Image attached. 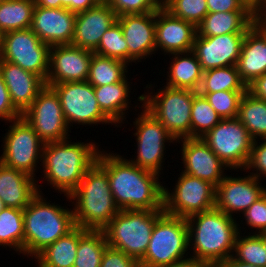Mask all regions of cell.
I'll return each mask as SVG.
<instances>
[{
	"label": "cell",
	"instance_id": "6da1fadb",
	"mask_svg": "<svg viewBox=\"0 0 266 267\" xmlns=\"http://www.w3.org/2000/svg\"><path fill=\"white\" fill-rule=\"evenodd\" d=\"M99 151L96 162L107 172L120 210H163L164 186L159 176L114 153Z\"/></svg>",
	"mask_w": 266,
	"mask_h": 267
},
{
	"label": "cell",
	"instance_id": "7a4b0ae2",
	"mask_svg": "<svg viewBox=\"0 0 266 267\" xmlns=\"http://www.w3.org/2000/svg\"><path fill=\"white\" fill-rule=\"evenodd\" d=\"M99 151L92 142L73 143L65 139L46 143L41 162L45 181L60 194L69 196L96 163Z\"/></svg>",
	"mask_w": 266,
	"mask_h": 267
},
{
	"label": "cell",
	"instance_id": "3957f363",
	"mask_svg": "<svg viewBox=\"0 0 266 267\" xmlns=\"http://www.w3.org/2000/svg\"><path fill=\"white\" fill-rule=\"evenodd\" d=\"M193 256L215 266L232 256L239 230L235 217L213 208L186 219ZM191 243V244H190Z\"/></svg>",
	"mask_w": 266,
	"mask_h": 267
},
{
	"label": "cell",
	"instance_id": "277c9868",
	"mask_svg": "<svg viewBox=\"0 0 266 267\" xmlns=\"http://www.w3.org/2000/svg\"><path fill=\"white\" fill-rule=\"evenodd\" d=\"M66 197L75 204V225L87 230H102L120 211L110 190L107 172L97 162Z\"/></svg>",
	"mask_w": 266,
	"mask_h": 267
},
{
	"label": "cell",
	"instance_id": "5b68a950",
	"mask_svg": "<svg viewBox=\"0 0 266 267\" xmlns=\"http://www.w3.org/2000/svg\"><path fill=\"white\" fill-rule=\"evenodd\" d=\"M24 256L36 257L76 225L73 209L47 202L38 192L23 209Z\"/></svg>",
	"mask_w": 266,
	"mask_h": 267
},
{
	"label": "cell",
	"instance_id": "8992f818",
	"mask_svg": "<svg viewBox=\"0 0 266 267\" xmlns=\"http://www.w3.org/2000/svg\"><path fill=\"white\" fill-rule=\"evenodd\" d=\"M164 210H120L102 229L107 245L138 262L144 257L157 218Z\"/></svg>",
	"mask_w": 266,
	"mask_h": 267
},
{
	"label": "cell",
	"instance_id": "52a82bcc",
	"mask_svg": "<svg viewBox=\"0 0 266 267\" xmlns=\"http://www.w3.org/2000/svg\"><path fill=\"white\" fill-rule=\"evenodd\" d=\"M164 86L156 95H151L153 92L140 95L138 101L143 103L141 107L151 113L176 142L191 138V107L197 92Z\"/></svg>",
	"mask_w": 266,
	"mask_h": 267
},
{
	"label": "cell",
	"instance_id": "ba28073f",
	"mask_svg": "<svg viewBox=\"0 0 266 267\" xmlns=\"http://www.w3.org/2000/svg\"><path fill=\"white\" fill-rule=\"evenodd\" d=\"M185 218L163 212L155 222L149 245L140 267H161L184 259L189 249Z\"/></svg>",
	"mask_w": 266,
	"mask_h": 267
},
{
	"label": "cell",
	"instance_id": "9c48e42d",
	"mask_svg": "<svg viewBox=\"0 0 266 267\" xmlns=\"http://www.w3.org/2000/svg\"><path fill=\"white\" fill-rule=\"evenodd\" d=\"M164 186L163 210L167 214L187 219L215 208L216 187L208 181L181 172L175 188Z\"/></svg>",
	"mask_w": 266,
	"mask_h": 267
},
{
	"label": "cell",
	"instance_id": "30bf717a",
	"mask_svg": "<svg viewBox=\"0 0 266 267\" xmlns=\"http://www.w3.org/2000/svg\"><path fill=\"white\" fill-rule=\"evenodd\" d=\"M201 138L228 170L246 167L253 140L237 117L222 119Z\"/></svg>",
	"mask_w": 266,
	"mask_h": 267
},
{
	"label": "cell",
	"instance_id": "8fae6325",
	"mask_svg": "<svg viewBox=\"0 0 266 267\" xmlns=\"http://www.w3.org/2000/svg\"><path fill=\"white\" fill-rule=\"evenodd\" d=\"M12 123L3 139L0 162L35 177L37 163L42 160L45 143L34 129L21 117Z\"/></svg>",
	"mask_w": 266,
	"mask_h": 267
},
{
	"label": "cell",
	"instance_id": "7c38bea8",
	"mask_svg": "<svg viewBox=\"0 0 266 267\" xmlns=\"http://www.w3.org/2000/svg\"><path fill=\"white\" fill-rule=\"evenodd\" d=\"M50 48L30 28L15 30L4 34L0 59L18 65L46 81Z\"/></svg>",
	"mask_w": 266,
	"mask_h": 267
},
{
	"label": "cell",
	"instance_id": "4fadbf2b",
	"mask_svg": "<svg viewBox=\"0 0 266 267\" xmlns=\"http://www.w3.org/2000/svg\"><path fill=\"white\" fill-rule=\"evenodd\" d=\"M59 96L64 118L68 127L79 125L113 124L101 111L94 87L88 81L46 84Z\"/></svg>",
	"mask_w": 266,
	"mask_h": 267
},
{
	"label": "cell",
	"instance_id": "5bb4252c",
	"mask_svg": "<svg viewBox=\"0 0 266 267\" xmlns=\"http://www.w3.org/2000/svg\"><path fill=\"white\" fill-rule=\"evenodd\" d=\"M22 118L46 144L68 138L69 127L63 115L59 96L46 85L23 113Z\"/></svg>",
	"mask_w": 266,
	"mask_h": 267
},
{
	"label": "cell",
	"instance_id": "9a60e30c",
	"mask_svg": "<svg viewBox=\"0 0 266 267\" xmlns=\"http://www.w3.org/2000/svg\"><path fill=\"white\" fill-rule=\"evenodd\" d=\"M133 122L136 132L133 134L137 142V158L129 159L134 165L161 174L165 151V142L176 141L167 129L144 107L141 115Z\"/></svg>",
	"mask_w": 266,
	"mask_h": 267
},
{
	"label": "cell",
	"instance_id": "2e32d148",
	"mask_svg": "<svg viewBox=\"0 0 266 267\" xmlns=\"http://www.w3.org/2000/svg\"><path fill=\"white\" fill-rule=\"evenodd\" d=\"M93 52L73 45L50 48L46 84L87 81Z\"/></svg>",
	"mask_w": 266,
	"mask_h": 267
},
{
	"label": "cell",
	"instance_id": "e0dca14e",
	"mask_svg": "<svg viewBox=\"0 0 266 267\" xmlns=\"http://www.w3.org/2000/svg\"><path fill=\"white\" fill-rule=\"evenodd\" d=\"M259 180L249 175L246 177L224 176L216 187L215 208L233 217V213L242 214L265 192Z\"/></svg>",
	"mask_w": 266,
	"mask_h": 267
},
{
	"label": "cell",
	"instance_id": "ac0fdd59",
	"mask_svg": "<svg viewBox=\"0 0 266 267\" xmlns=\"http://www.w3.org/2000/svg\"><path fill=\"white\" fill-rule=\"evenodd\" d=\"M246 34L203 37L196 34L193 52L203 71L237 65Z\"/></svg>",
	"mask_w": 266,
	"mask_h": 267
},
{
	"label": "cell",
	"instance_id": "d6986e66",
	"mask_svg": "<svg viewBox=\"0 0 266 267\" xmlns=\"http://www.w3.org/2000/svg\"><path fill=\"white\" fill-rule=\"evenodd\" d=\"M76 14L67 8L35 6L30 29L50 47L71 45Z\"/></svg>",
	"mask_w": 266,
	"mask_h": 267
},
{
	"label": "cell",
	"instance_id": "ffe728a7",
	"mask_svg": "<svg viewBox=\"0 0 266 267\" xmlns=\"http://www.w3.org/2000/svg\"><path fill=\"white\" fill-rule=\"evenodd\" d=\"M183 173L208 181L215 187L222 181L225 165L202 138H182Z\"/></svg>",
	"mask_w": 266,
	"mask_h": 267
},
{
	"label": "cell",
	"instance_id": "44dd1931",
	"mask_svg": "<svg viewBox=\"0 0 266 267\" xmlns=\"http://www.w3.org/2000/svg\"><path fill=\"white\" fill-rule=\"evenodd\" d=\"M155 20L156 11L117 17L128 45V64L155 53Z\"/></svg>",
	"mask_w": 266,
	"mask_h": 267
},
{
	"label": "cell",
	"instance_id": "7402d4cb",
	"mask_svg": "<svg viewBox=\"0 0 266 267\" xmlns=\"http://www.w3.org/2000/svg\"><path fill=\"white\" fill-rule=\"evenodd\" d=\"M197 27L183 19L171 15L163 7L156 10L155 43L156 51L183 53L193 50Z\"/></svg>",
	"mask_w": 266,
	"mask_h": 267
},
{
	"label": "cell",
	"instance_id": "603a6c76",
	"mask_svg": "<svg viewBox=\"0 0 266 267\" xmlns=\"http://www.w3.org/2000/svg\"><path fill=\"white\" fill-rule=\"evenodd\" d=\"M116 20L117 16L109 3H99L77 13L71 45L94 52L101 37Z\"/></svg>",
	"mask_w": 266,
	"mask_h": 267
},
{
	"label": "cell",
	"instance_id": "cb8c5ba5",
	"mask_svg": "<svg viewBox=\"0 0 266 267\" xmlns=\"http://www.w3.org/2000/svg\"><path fill=\"white\" fill-rule=\"evenodd\" d=\"M0 73L8 88L12 104L23 115L46 86L45 81L38 75L1 59Z\"/></svg>",
	"mask_w": 266,
	"mask_h": 267
},
{
	"label": "cell",
	"instance_id": "d4e9b609",
	"mask_svg": "<svg viewBox=\"0 0 266 267\" xmlns=\"http://www.w3.org/2000/svg\"><path fill=\"white\" fill-rule=\"evenodd\" d=\"M36 182L31 175L0 162V198L6 207L24 209L38 192H42Z\"/></svg>",
	"mask_w": 266,
	"mask_h": 267
},
{
	"label": "cell",
	"instance_id": "484cf974",
	"mask_svg": "<svg viewBox=\"0 0 266 267\" xmlns=\"http://www.w3.org/2000/svg\"><path fill=\"white\" fill-rule=\"evenodd\" d=\"M236 66L246 86L266 73V32L253 26L246 32Z\"/></svg>",
	"mask_w": 266,
	"mask_h": 267
},
{
	"label": "cell",
	"instance_id": "4316f807",
	"mask_svg": "<svg viewBox=\"0 0 266 267\" xmlns=\"http://www.w3.org/2000/svg\"><path fill=\"white\" fill-rule=\"evenodd\" d=\"M252 27V11L208 13L197 26V34L203 37L224 34H246Z\"/></svg>",
	"mask_w": 266,
	"mask_h": 267
},
{
	"label": "cell",
	"instance_id": "83f0119b",
	"mask_svg": "<svg viewBox=\"0 0 266 267\" xmlns=\"http://www.w3.org/2000/svg\"><path fill=\"white\" fill-rule=\"evenodd\" d=\"M87 229L75 226L66 235L47 246L36 257L38 267H73L79 239Z\"/></svg>",
	"mask_w": 266,
	"mask_h": 267
},
{
	"label": "cell",
	"instance_id": "f1b7e54d",
	"mask_svg": "<svg viewBox=\"0 0 266 267\" xmlns=\"http://www.w3.org/2000/svg\"><path fill=\"white\" fill-rule=\"evenodd\" d=\"M172 56L173 60L167 71L169 78L167 77L166 86L198 92L204 71L195 53L193 51L172 53Z\"/></svg>",
	"mask_w": 266,
	"mask_h": 267
},
{
	"label": "cell",
	"instance_id": "f546056e",
	"mask_svg": "<svg viewBox=\"0 0 266 267\" xmlns=\"http://www.w3.org/2000/svg\"><path fill=\"white\" fill-rule=\"evenodd\" d=\"M128 77L110 85L94 87L97 102L102 113L113 123H123L125 111L130 107V87Z\"/></svg>",
	"mask_w": 266,
	"mask_h": 267
},
{
	"label": "cell",
	"instance_id": "4dcf8cb0",
	"mask_svg": "<svg viewBox=\"0 0 266 267\" xmlns=\"http://www.w3.org/2000/svg\"><path fill=\"white\" fill-rule=\"evenodd\" d=\"M237 118L253 141L266 139V100L256 98L246 91L240 99Z\"/></svg>",
	"mask_w": 266,
	"mask_h": 267
},
{
	"label": "cell",
	"instance_id": "1f68e13d",
	"mask_svg": "<svg viewBox=\"0 0 266 267\" xmlns=\"http://www.w3.org/2000/svg\"><path fill=\"white\" fill-rule=\"evenodd\" d=\"M128 65L122 60L102 56L93 52L87 81L93 87L120 82L128 76L126 75Z\"/></svg>",
	"mask_w": 266,
	"mask_h": 267
},
{
	"label": "cell",
	"instance_id": "d6a6232c",
	"mask_svg": "<svg viewBox=\"0 0 266 267\" xmlns=\"http://www.w3.org/2000/svg\"><path fill=\"white\" fill-rule=\"evenodd\" d=\"M34 7V0L0 2V29L7 33L30 28Z\"/></svg>",
	"mask_w": 266,
	"mask_h": 267
},
{
	"label": "cell",
	"instance_id": "836d02e7",
	"mask_svg": "<svg viewBox=\"0 0 266 267\" xmlns=\"http://www.w3.org/2000/svg\"><path fill=\"white\" fill-rule=\"evenodd\" d=\"M218 91H247V86L241 80L236 65L209 69L203 72L198 93Z\"/></svg>",
	"mask_w": 266,
	"mask_h": 267
},
{
	"label": "cell",
	"instance_id": "e575fe53",
	"mask_svg": "<svg viewBox=\"0 0 266 267\" xmlns=\"http://www.w3.org/2000/svg\"><path fill=\"white\" fill-rule=\"evenodd\" d=\"M13 248L24 255L23 209L5 207L0 212V246Z\"/></svg>",
	"mask_w": 266,
	"mask_h": 267
},
{
	"label": "cell",
	"instance_id": "d590c367",
	"mask_svg": "<svg viewBox=\"0 0 266 267\" xmlns=\"http://www.w3.org/2000/svg\"><path fill=\"white\" fill-rule=\"evenodd\" d=\"M102 230H88L80 239L73 267H100L107 247Z\"/></svg>",
	"mask_w": 266,
	"mask_h": 267
},
{
	"label": "cell",
	"instance_id": "8d00e7d4",
	"mask_svg": "<svg viewBox=\"0 0 266 267\" xmlns=\"http://www.w3.org/2000/svg\"><path fill=\"white\" fill-rule=\"evenodd\" d=\"M222 119L205 97L198 92L191 107V138H201Z\"/></svg>",
	"mask_w": 266,
	"mask_h": 267
},
{
	"label": "cell",
	"instance_id": "74e56055",
	"mask_svg": "<svg viewBox=\"0 0 266 267\" xmlns=\"http://www.w3.org/2000/svg\"><path fill=\"white\" fill-rule=\"evenodd\" d=\"M251 234L244 237V235L240 236V232L238 233L233 249L235 253L232 257L246 264L266 267V250L263 241L258 234L254 232Z\"/></svg>",
	"mask_w": 266,
	"mask_h": 267
},
{
	"label": "cell",
	"instance_id": "f35d334b",
	"mask_svg": "<svg viewBox=\"0 0 266 267\" xmlns=\"http://www.w3.org/2000/svg\"><path fill=\"white\" fill-rule=\"evenodd\" d=\"M94 53L122 60L128 64V45L117 21L101 37L99 46Z\"/></svg>",
	"mask_w": 266,
	"mask_h": 267
},
{
	"label": "cell",
	"instance_id": "ab89813d",
	"mask_svg": "<svg viewBox=\"0 0 266 267\" xmlns=\"http://www.w3.org/2000/svg\"><path fill=\"white\" fill-rule=\"evenodd\" d=\"M163 8L174 17L188 21L196 27L209 13L207 0H164Z\"/></svg>",
	"mask_w": 266,
	"mask_h": 267
},
{
	"label": "cell",
	"instance_id": "60d3db41",
	"mask_svg": "<svg viewBox=\"0 0 266 267\" xmlns=\"http://www.w3.org/2000/svg\"><path fill=\"white\" fill-rule=\"evenodd\" d=\"M246 91L199 93L205 97L221 119L238 116L240 99Z\"/></svg>",
	"mask_w": 266,
	"mask_h": 267
},
{
	"label": "cell",
	"instance_id": "b9f144b4",
	"mask_svg": "<svg viewBox=\"0 0 266 267\" xmlns=\"http://www.w3.org/2000/svg\"><path fill=\"white\" fill-rule=\"evenodd\" d=\"M116 16L155 12L163 7L164 0H110Z\"/></svg>",
	"mask_w": 266,
	"mask_h": 267
},
{
	"label": "cell",
	"instance_id": "7bdbcfd3",
	"mask_svg": "<svg viewBox=\"0 0 266 267\" xmlns=\"http://www.w3.org/2000/svg\"><path fill=\"white\" fill-rule=\"evenodd\" d=\"M246 224L255 228V234L266 230V192L257 199L244 213Z\"/></svg>",
	"mask_w": 266,
	"mask_h": 267
},
{
	"label": "cell",
	"instance_id": "ee69618b",
	"mask_svg": "<svg viewBox=\"0 0 266 267\" xmlns=\"http://www.w3.org/2000/svg\"><path fill=\"white\" fill-rule=\"evenodd\" d=\"M264 140V141H263ZM262 142L258 144L257 140L253 141L251 153L244 170L256 169L255 173H249L250 175L256 177L258 180H261V177H266V139H262Z\"/></svg>",
	"mask_w": 266,
	"mask_h": 267
},
{
	"label": "cell",
	"instance_id": "f6af8a7d",
	"mask_svg": "<svg viewBox=\"0 0 266 267\" xmlns=\"http://www.w3.org/2000/svg\"><path fill=\"white\" fill-rule=\"evenodd\" d=\"M35 6L46 8H67L77 14L98 5V0H34Z\"/></svg>",
	"mask_w": 266,
	"mask_h": 267
},
{
	"label": "cell",
	"instance_id": "bcb514c9",
	"mask_svg": "<svg viewBox=\"0 0 266 267\" xmlns=\"http://www.w3.org/2000/svg\"><path fill=\"white\" fill-rule=\"evenodd\" d=\"M100 267H140L139 262L123 251L107 246Z\"/></svg>",
	"mask_w": 266,
	"mask_h": 267
},
{
	"label": "cell",
	"instance_id": "7dc6e473",
	"mask_svg": "<svg viewBox=\"0 0 266 267\" xmlns=\"http://www.w3.org/2000/svg\"><path fill=\"white\" fill-rule=\"evenodd\" d=\"M209 13L252 11V5L247 0H207Z\"/></svg>",
	"mask_w": 266,
	"mask_h": 267
},
{
	"label": "cell",
	"instance_id": "c3c4849f",
	"mask_svg": "<svg viewBox=\"0 0 266 267\" xmlns=\"http://www.w3.org/2000/svg\"><path fill=\"white\" fill-rule=\"evenodd\" d=\"M21 117L22 115L15 109L11 102L8 88L0 73V119L10 122Z\"/></svg>",
	"mask_w": 266,
	"mask_h": 267
},
{
	"label": "cell",
	"instance_id": "681fc988",
	"mask_svg": "<svg viewBox=\"0 0 266 267\" xmlns=\"http://www.w3.org/2000/svg\"><path fill=\"white\" fill-rule=\"evenodd\" d=\"M252 26L266 32V0H257L252 5Z\"/></svg>",
	"mask_w": 266,
	"mask_h": 267
},
{
	"label": "cell",
	"instance_id": "f907efd6",
	"mask_svg": "<svg viewBox=\"0 0 266 267\" xmlns=\"http://www.w3.org/2000/svg\"><path fill=\"white\" fill-rule=\"evenodd\" d=\"M247 91L256 98L266 100V73L256 78L250 85H248Z\"/></svg>",
	"mask_w": 266,
	"mask_h": 267
},
{
	"label": "cell",
	"instance_id": "816d5d0a",
	"mask_svg": "<svg viewBox=\"0 0 266 267\" xmlns=\"http://www.w3.org/2000/svg\"><path fill=\"white\" fill-rule=\"evenodd\" d=\"M161 267H210V266L205 261L199 260L195 257H192L191 255L190 258L185 257L182 260Z\"/></svg>",
	"mask_w": 266,
	"mask_h": 267
},
{
	"label": "cell",
	"instance_id": "f5cc1de1",
	"mask_svg": "<svg viewBox=\"0 0 266 267\" xmlns=\"http://www.w3.org/2000/svg\"><path fill=\"white\" fill-rule=\"evenodd\" d=\"M214 267H257L254 265L246 264L243 262H240L238 260H235L232 256L228 259L219 262Z\"/></svg>",
	"mask_w": 266,
	"mask_h": 267
},
{
	"label": "cell",
	"instance_id": "db71d44e",
	"mask_svg": "<svg viewBox=\"0 0 266 267\" xmlns=\"http://www.w3.org/2000/svg\"><path fill=\"white\" fill-rule=\"evenodd\" d=\"M258 235L261 237L265 250H266V232L264 231V232L258 233Z\"/></svg>",
	"mask_w": 266,
	"mask_h": 267
},
{
	"label": "cell",
	"instance_id": "11a10c76",
	"mask_svg": "<svg viewBox=\"0 0 266 267\" xmlns=\"http://www.w3.org/2000/svg\"><path fill=\"white\" fill-rule=\"evenodd\" d=\"M4 32L0 29V53L3 47V41H4Z\"/></svg>",
	"mask_w": 266,
	"mask_h": 267
},
{
	"label": "cell",
	"instance_id": "9f6ffc18",
	"mask_svg": "<svg viewBox=\"0 0 266 267\" xmlns=\"http://www.w3.org/2000/svg\"><path fill=\"white\" fill-rule=\"evenodd\" d=\"M5 207L6 206H5L4 202L0 198V212H2Z\"/></svg>",
	"mask_w": 266,
	"mask_h": 267
},
{
	"label": "cell",
	"instance_id": "6f0895ef",
	"mask_svg": "<svg viewBox=\"0 0 266 267\" xmlns=\"http://www.w3.org/2000/svg\"><path fill=\"white\" fill-rule=\"evenodd\" d=\"M251 5H253L257 0H247Z\"/></svg>",
	"mask_w": 266,
	"mask_h": 267
},
{
	"label": "cell",
	"instance_id": "680465c9",
	"mask_svg": "<svg viewBox=\"0 0 266 267\" xmlns=\"http://www.w3.org/2000/svg\"><path fill=\"white\" fill-rule=\"evenodd\" d=\"M100 3H108L110 0H98Z\"/></svg>",
	"mask_w": 266,
	"mask_h": 267
}]
</instances>
